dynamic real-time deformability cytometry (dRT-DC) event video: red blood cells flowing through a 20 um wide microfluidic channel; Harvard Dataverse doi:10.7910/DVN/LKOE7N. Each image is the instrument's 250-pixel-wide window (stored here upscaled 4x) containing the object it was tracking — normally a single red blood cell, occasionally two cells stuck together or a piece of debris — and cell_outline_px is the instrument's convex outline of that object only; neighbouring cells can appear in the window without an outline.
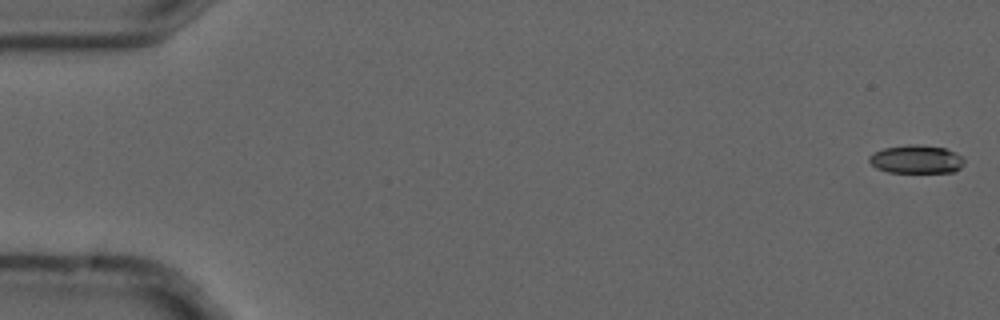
{"species": "common noctule bat (a hibernating species)", "species_latin": "Nyctalus noctula", "temperature_condition": "cold", "stored_images_in_passage": 5, "camera_frame_rate_fps": 3000, "um_per_image_px": 0.085, "animal": {"sex": "male", "forearm_length_mm": 52.5}, "frame": {"image": 1, "passage_image": 1, "time_ms": 0.0, "image_size_px": [1000, 320], "cell_outline_px": [[964, 164], [960, 168], [952, 172], [888, 172], [876, 168], [868, 160], [868, 156], [872, 152], [884, 148], [908, 144], [912, 144], [944, 148], [956, 152], [964, 156]], "centroid_in_image_um": [77.88, 13.53], "position_along_channel_um": 7.1, "area_um2": 15.78}}